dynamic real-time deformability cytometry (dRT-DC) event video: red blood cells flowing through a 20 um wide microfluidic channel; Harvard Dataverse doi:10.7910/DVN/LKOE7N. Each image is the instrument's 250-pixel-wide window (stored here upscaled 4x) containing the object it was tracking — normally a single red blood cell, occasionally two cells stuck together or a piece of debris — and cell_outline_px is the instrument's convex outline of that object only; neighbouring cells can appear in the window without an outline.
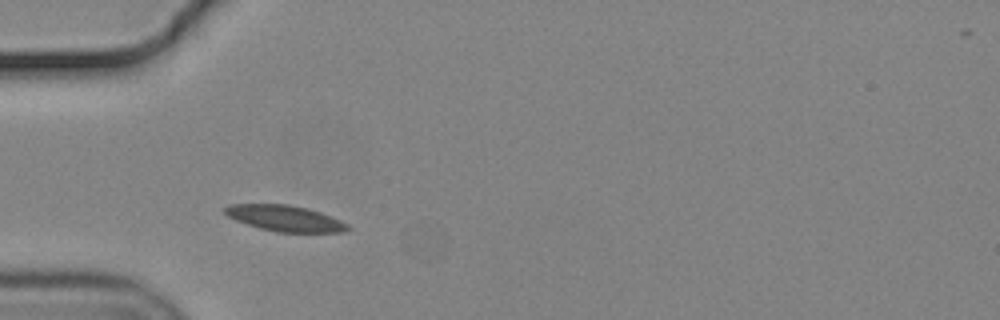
{"species": "common noctule bat (a hibernating species)", "species_latin": "Nyctalus noctula", "temperature_condition": "cold", "stored_images_in_passage": 9, "camera_frame_rate_fps": 3000, "um_per_image_px": 0.085, "animal": {"sex": "male", "body_mass_g": 19.2, "forearm_length_mm": 51.8}, "frame": {"image": 1, "passage_image": 1, "time_ms": 0.0, "image_size_px": [1000, 320], "cell_outline_px": [[352, 228], [344, 232], [276, 232], [260, 228], [236, 220], [228, 216], [224, 212], [224, 208], [228, 204], [288, 204], [308, 208], [320, 212], [340, 220], [348, 224]], "centroid_in_image_um": [24.24, 18.55], "position_along_channel_um": 60.8, "area_um2": 18.55}}
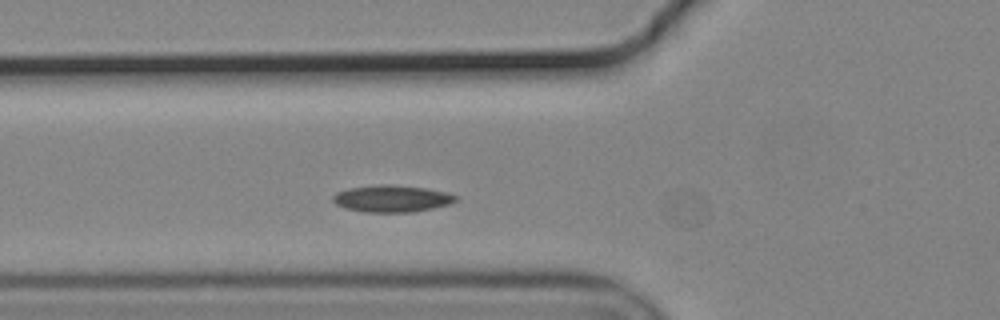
{"frame": {"image": 2, "passage_image": 4, "time_ms": 1.0, "image_size_px": [1000, 320], "cell_outline_px": [[456, 200], [452, 204], [412, 212], [364, 212], [344, 208], [336, 204], [332, 200], [332, 196], [336, 192], [348, 188], [380, 184], [388, 184], [428, 188], [448, 192], [456, 196]], "centroid_in_image_um": [33.3, 16.88], "position_along_channel_um": 92.5, "area_um2": 19.42}}
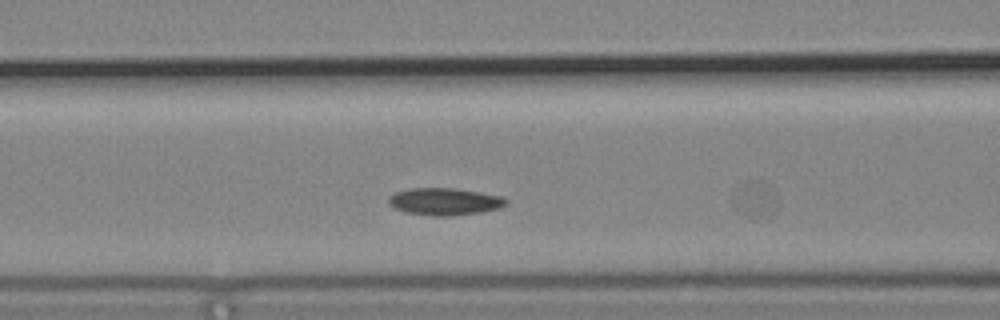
{"frame": {"image": 3, "passage_image": 7, "time_ms": 2.0, "image_size_px": [1000, 320], "cell_outline_px": [[508, 204], [500, 208], [480, 212], [452, 216], [432, 216], [408, 212], [396, 208], [388, 204], [388, 196], [396, 192], [408, 188], [456, 188], [480, 192], [500, 196], [508, 200]], "centroid_in_image_um": [37.8, 17.12], "position_along_channel_um": 128.8, "area_um2": 18.67}}